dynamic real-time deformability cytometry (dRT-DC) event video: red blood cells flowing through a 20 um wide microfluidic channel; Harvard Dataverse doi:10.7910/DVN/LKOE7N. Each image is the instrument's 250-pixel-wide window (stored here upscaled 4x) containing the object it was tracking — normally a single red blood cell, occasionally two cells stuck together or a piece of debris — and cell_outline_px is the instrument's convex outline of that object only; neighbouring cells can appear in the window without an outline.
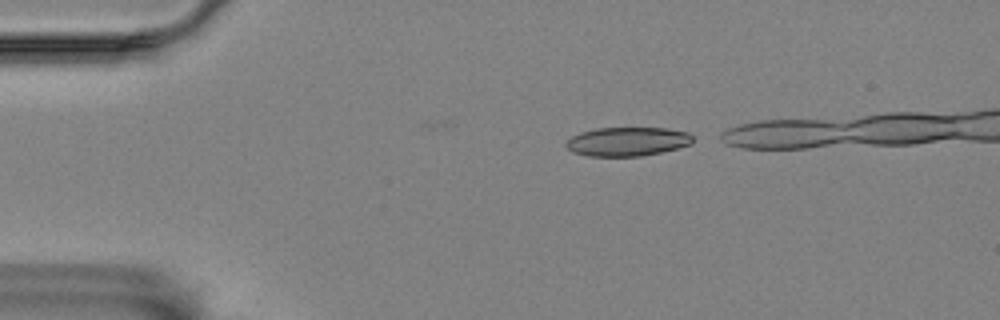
{"species": "Egyptian fruit bat (a non-hibernating species)", "species_latin": "Rousettus aegyptiacus", "temperature_condition": "room temperature", "stored_images_in_passage": 15, "camera_frame_rate_fps": 3000, "um_per_image_px": 0.085, "animal": {"sex": "female"}, "frame": {"image": 1, "passage_image": 1, "time_ms": 0.0, "image_size_px": [1000, 320], "cell_outline_px": [[692, 144], [660, 152], [640, 156], [588, 156], [572, 152], [564, 144], [572, 136], [580, 132], [596, 128], [668, 128], [688, 132], [692, 136]], "centroid_in_image_um": [53.31, 12.03], "position_along_channel_um": 31.7, "area_um2": 21.33}}
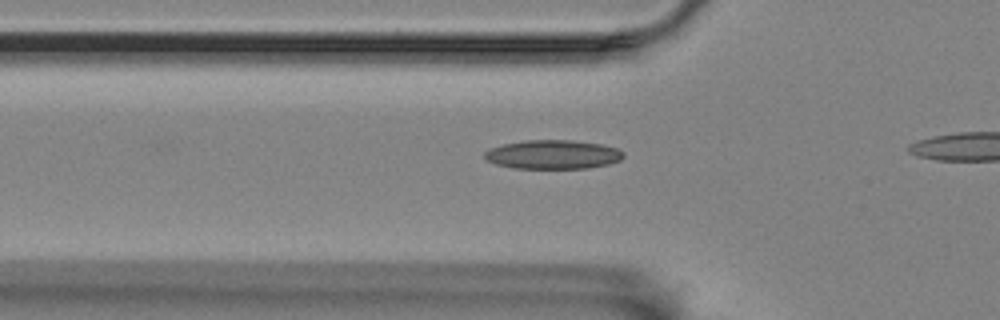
{"frame": {"image": 2, "passage_image": 9, "time_ms": 2.667, "image_size_px": [1000, 320], "cell_outline_px": [[624, 156], [620, 160], [608, 164], [588, 168], [512, 168], [496, 164], [484, 160], [484, 152], [488, 148], [504, 144], [524, 140], [572, 140], [600, 144], [616, 148], [624, 152]], "centroid_in_image_um": [46.96, 13.13], "position_along_channel_um": 78.8, "area_um2": 23.52}}
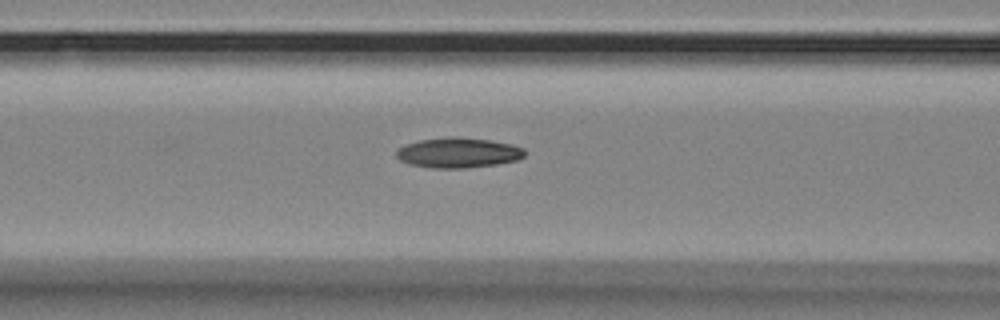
{"frame": {"image": 3, "passage_image": 13, "time_ms": 4.0, "image_size_px": [1000, 320], "cell_outline_px": [[524, 156], [516, 160], [496, 164], [464, 168], [432, 168], [408, 164], [400, 160], [396, 156], [396, 152], [400, 148], [408, 144], [420, 140], [452, 136], [456, 136], [488, 140], [512, 144], [524, 148]], "centroid_in_image_um": [38.95, 12.98], "position_along_channel_um": 127.7, "area_um2": 22.37}}